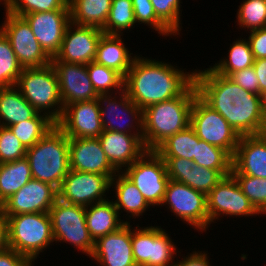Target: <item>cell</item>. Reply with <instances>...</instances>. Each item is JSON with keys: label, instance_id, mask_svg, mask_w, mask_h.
I'll list each match as a JSON object with an SVG mask.
<instances>
[{"label": "cell", "instance_id": "1", "mask_svg": "<svg viewBox=\"0 0 266 266\" xmlns=\"http://www.w3.org/2000/svg\"><path fill=\"white\" fill-rule=\"evenodd\" d=\"M198 96L229 123L240 135H257L266 120L261 95L244 90L230 78L216 73L211 66L197 70Z\"/></svg>", "mask_w": 266, "mask_h": 266}, {"label": "cell", "instance_id": "2", "mask_svg": "<svg viewBox=\"0 0 266 266\" xmlns=\"http://www.w3.org/2000/svg\"><path fill=\"white\" fill-rule=\"evenodd\" d=\"M142 57L136 55L124 77V90L142 110L184 96L195 85L196 69L184 73V70L168 62Z\"/></svg>", "mask_w": 266, "mask_h": 266}, {"label": "cell", "instance_id": "3", "mask_svg": "<svg viewBox=\"0 0 266 266\" xmlns=\"http://www.w3.org/2000/svg\"><path fill=\"white\" fill-rule=\"evenodd\" d=\"M194 85L184 96L159 102L142 110L143 142L147 151H155L170 136L190 125V114L195 97Z\"/></svg>", "mask_w": 266, "mask_h": 266}, {"label": "cell", "instance_id": "4", "mask_svg": "<svg viewBox=\"0 0 266 266\" xmlns=\"http://www.w3.org/2000/svg\"><path fill=\"white\" fill-rule=\"evenodd\" d=\"M33 179L49 183L57 190L69 173V138L55 125L35 145L27 149Z\"/></svg>", "mask_w": 266, "mask_h": 266}, {"label": "cell", "instance_id": "5", "mask_svg": "<svg viewBox=\"0 0 266 266\" xmlns=\"http://www.w3.org/2000/svg\"><path fill=\"white\" fill-rule=\"evenodd\" d=\"M3 216L8 223L9 248L35 265L34 261L38 255L54 242L49 213Z\"/></svg>", "mask_w": 266, "mask_h": 266}, {"label": "cell", "instance_id": "6", "mask_svg": "<svg viewBox=\"0 0 266 266\" xmlns=\"http://www.w3.org/2000/svg\"><path fill=\"white\" fill-rule=\"evenodd\" d=\"M16 87L37 112L46 114L55 122L61 118L64 107L58 78L51 63L44 67L23 69Z\"/></svg>", "mask_w": 266, "mask_h": 266}, {"label": "cell", "instance_id": "7", "mask_svg": "<svg viewBox=\"0 0 266 266\" xmlns=\"http://www.w3.org/2000/svg\"><path fill=\"white\" fill-rule=\"evenodd\" d=\"M48 213L55 243H70L90 258L95 241L86 226L85 206L67 203L57 198Z\"/></svg>", "mask_w": 266, "mask_h": 266}, {"label": "cell", "instance_id": "8", "mask_svg": "<svg viewBox=\"0 0 266 266\" xmlns=\"http://www.w3.org/2000/svg\"><path fill=\"white\" fill-rule=\"evenodd\" d=\"M122 173L138 188L150 206L161 205L170 178L165 161L155 151H146Z\"/></svg>", "mask_w": 266, "mask_h": 266}, {"label": "cell", "instance_id": "9", "mask_svg": "<svg viewBox=\"0 0 266 266\" xmlns=\"http://www.w3.org/2000/svg\"><path fill=\"white\" fill-rule=\"evenodd\" d=\"M170 237L160 226L133 227L131 242L136 265L173 266L178 250Z\"/></svg>", "mask_w": 266, "mask_h": 266}, {"label": "cell", "instance_id": "10", "mask_svg": "<svg viewBox=\"0 0 266 266\" xmlns=\"http://www.w3.org/2000/svg\"><path fill=\"white\" fill-rule=\"evenodd\" d=\"M190 126L194 129L199 139L221 147L232 157L234 156L241 136L220 113L213 110L198 95L192 105Z\"/></svg>", "mask_w": 266, "mask_h": 266}, {"label": "cell", "instance_id": "11", "mask_svg": "<svg viewBox=\"0 0 266 266\" xmlns=\"http://www.w3.org/2000/svg\"><path fill=\"white\" fill-rule=\"evenodd\" d=\"M171 213L183 220L193 229L207 231L209 227V216L207 210V195L197 191L190 186L169 180L163 201L160 205H166Z\"/></svg>", "mask_w": 266, "mask_h": 266}, {"label": "cell", "instance_id": "12", "mask_svg": "<svg viewBox=\"0 0 266 266\" xmlns=\"http://www.w3.org/2000/svg\"><path fill=\"white\" fill-rule=\"evenodd\" d=\"M5 13L6 20L2 23L0 30L8 38L23 69L49 65L52 58L39 44L27 20L6 9Z\"/></svg>", "mask_w": 266, "mask_h": 266}, {"label": "cell", "instance_id": "13", "mask_svg": "<svg viewBox=\"0 0 266 266\" xmlns=\"http://www.w3.org/2000/svg\"><path fill=\"white\" fill-rule=\"evenodd\" d=\"M116 98L119 99L116 100ZM98 102L104 130L127 134H143L142 109L129 98L124 89L119 91V93L116 92L114 95L113 93H110V95L109 93L100 94L98 96ZM124 116H126V118L129 117L128 121L127 119L123 120Z\"/></svg>", "mask_w": 266, "mask_h": 266}, {"label": "cell", "instance_id": "14", "mask_svg": "<svg viewBox=\"0 0 266 266\" xmlns=\"http://www.w3.org/2000/svg\"><path fill=\"white\" fill-rule=\"evenodd\" d=\"M115 175H101L69 170L58 189V198L64 202L89 206L106 200L110 180Z\"/></svg>", "mask_w": 266, "mask_h": 266}, {"label": "cell", "instance_id": "15", "mask_svg": "<svg viewBox=\"0 0 266 266\" xmlns=\"http://www.w3.org/2000/svg\"><path fill=\"white\" fill-rule=\"evenodd\" d=\"M209 226L220 216L250 217L260 214L244 195L232 175L224 177L208 194ZM225 214V215H224Z\"/></svg>", "mask_w": 266, "mask_h": 266}, {"label": "cell", "instance_id": "16", "mask_svg": "<svg viewBox=\"0 0 266 266\" xmlns=\"http://www.w3.org/2000/svg\"><path fill=\"white\" fill-rule=\"evenodd\" d=\"M103 34L99 28L70 22L65 30L61 48L52 61L74 64L93 62L99 39Z\"/></svg>", "mask_w": 266, "mask_h": 266}, {"label": "cell", "instance_id": "17", "mask_svg": "<svg viewBox=\"0 0 266 266\" xmlns=\"http://www.w3.org/2000/svg\"><path fill=\"white\" fill-rule=\"evenodd\" d=\"M56 125L68 138H98L104 131L98 99L66 105Z\"/></svg>", "mask_w": 266, "mask_h": 266}, {"label": "cell", "instance_id": "18", "mask_svg": "<svg viewBox=\"0 0 266 266\" xmlns=\"http://www.w3.org/2000/svg\"><path fill=\"white\" fill-rule=\"evenodd\" d=\"M57 198L58 190L54 186L32 178L0 206V213H48Z\"/></svg>", "mask_w": 266, "mask_h": 266}, {"label": "cell", "instance_id": "19", "mask_svg": "<svg viewBox=\"0 0 266 266\" xmlns=\"http://www.w3.org/2000/svg\"><path fill=\"white\" fill-rule=\"evenodd\" d=\"M51 64L58 78L63 107L98 99L99 95L92 86L86 64L62 61H51Z\"/></svg>", "mask_w": 266, "mask_h": 266}, {"label": "cell", "instance_id": "20", "mask_svg": "<svg viewBox=\"0 0 266 266\" xmlns=\"http://www.w3.org/2000/svg\"><path fill=\"white\" fill-rule=\"evenodd\" d=\"M44 51L51 57L59 52L65 30L71 22L70 10H52L23 15Z\"/></svg>", "mask_w": 266, "mask_h": 266}, {"label": "cell", "instance_id": "21", "mask_svg": "<svg viewBox=\"0 0 266 266\" xmlns=\"http://www.w3.org/2000/svg\"><path fill=\"white\" fill-rule=\"evenodd\" d=\"M131 222L95 241L91 258L102 266H137L132 252Z\"/></svg>", "mask_w": 266, "mask_h": 266}, {"label": "cell", "instance_id": "22", "mask_svg": "<svg viewBox=\"0 0 266 266\" xmlns=\"http://www.w3.org/2000/svg\"><path fill=\"white\" fill-rule=\"evenodd\" d=\"M69 166L71 170L116 175L98 138H69Z\"/></svg>", "mask_w": 266, "mask_h": 266}, {"label": "cell", "instance_id": "23", "mask_svg": "<svg viewBox=\"0 0 266 266\" xmlns=\"http://www.w3.org/2000/svg\"><path fill=\"white\" fill-rule=\"evenodd\" d=\"M111 165L122 172V167L132 165L146 151L143 134H127L104 130L98 137Z\"/></svg>", "mask_w": 266, "mask_h": 266}, {"label": "cell", "instance_id": "24", "mask_svg": "<svg viewBox=\"0 0 266 266\" xmlns=\"http://www.w3.org/2000/svg\"><path fill=\"white\" fill-rule=\"evenodd\" d=\"M231 175L266 178V143L258 134L240 137L232 160Z\"/></svg>", "mask_w": 266, "mask_h": 266}, {"label": "cell", "instance_id": "25", "mask_svg": "<svg viewBox=\"0 0 266 266\" xmlns=\"http://www.w3.org/2000/svg\"><path fill=\"white\" fill-rule=\"evenodd\" d=\"M126 47L121 35L103 34L99 39L94 61L125 77L136 57V54L131 56L133 53Z\"/></svg>", "mask_w": 266, "mask_h": 266}, {"label": "cell", "instance_id": "26", "mask_svg": "<svg viewBox=\"0 0 266 266\" xmlns=\"http://www.w3.org/2000/svg\"><path fill=\"white\" fill-rule=\"evenodd\" d=\"M119 217V213L113 201L107 198L85 207L86 226L90 236L96 241L99 237L117 231L125 223Z\"/></svg>", "mask_w": 266, "mask_h": 266}, {"label": "cell", "instance_id": "27", "mask_svg": "<svg viewBox=\"0 0 266 266\" xmlns=\"http://www.w3.org/2000/svg\"><path fill=\"white\" fill-rule=\"evenodd\" d=\"M110 187H114L116 190V195H114L116 200L113 202L118 210L119 216L123 210L127 213V215H131L128 216L129 219L131 217L137 218L140 215L142 216V213L151 207L144 199L138 188L122 172H118L110 180Z\"/></svg>", "mask_w": 266, "mask_h": 266}, {"label": "cell", "instance_id": "28", "mask_svg": "<svg viewBox=\"0 0 266 266\" xmlns=\"http://www.w3.org/2000/svg\"><path fill=\"white\" fill-rule=\"evenodd\" d=\"M37 113L16 86L0 88L1 126H12L33 118Z\"/></svg>", "mask_w": 266, "mask_h": 266}, {"label": "cell", "instance_id": "29", "mask_svg": "<svg viewBox=\"0 0 266 266\" xmlns=\"http://www.w3.org/2000/svg\"><path fill=\"white\" fill-rule=\"evenodd\" d=\"M112 0H68L71 22L103 29Z\"/></svg>", "mask_w": 266, "mask_h": 266}, {"label": "cell", "instance_id": "30", "mask_svg": "<svg viewBox=\"0 0 266 266\" xmlns=\"http://www.w3.org/2000/svg\"><path fill=\"white\" fill-rule=\"evenodd\" d=\"M32 179L26 158L0 164V206Z\"/></svg>", "mask_w": 266, "mask_h": 266}, {"label": "cell", "instance_id": "31", "mask_svg": "<svg viewBox=\"0 0 266 266\" xmlns=\"http://www.w3.org/2000/svg\"><path fill=\"white\" fill-rule=\"evenodd\" d=\"M199 138L189 125L184 130L170 136L155 152L160 157H180L196 161V150Z\"/></svg>", "mask_w": 266, "mask_h": 266}, {"label": "cell", "instance_id": "32", "mask_svg": "<svg viewBox=\"0 0 266 266\" xmlns=\"http://www.w3.org/2000/svg\"><path fill=\"white\" fill-rule=\"evenodd\" d=\"M227 58L215 63L211 68L218 74L228 77L231 73L253 66L254 57L248 40L237 39L230 44Z\"/></svg>", "mask_w": 266, "mask_h": 266}, {"label": "cell", "instance_id": "33", "mask_svg": "<svg viewBox=\"0 0 266 266\" xmlns=\"http://www.w3.org/2000/svg\"><path fill=\"white\" fill-rule=\"evenodd\" d=\"M55 125L56 122L49 116L38 112L33 118L9 126V128L23 146L28 149L35 145Z\"/></svg>", "mask_w": 266, "mask_h": 266}, {"label": "cell", "instance_id": "34", "mask_svg": "<svg viewBox=\"0 0 266 266\" xmlns=\"http://www.w3.org/2000/svg\"><path fill=\"white\" fill-rule=\"evenodd\" d=\"M233 157L223 148L199 139L196 150L198 166L218 170L224 177L231 175Z\"/></svg>", "mask_w": 266, "mask_h": 266}, {"label": "cell", "instance_id": "35", "mask_svg": "<svg viewBox=\"0 0 266 266\" xmlns=\"http://www.w3.org/2000/svg\"><path fill=\"white\" fill-rule=\"evenodd\" d=\"M135 23L132 0H112L110 13L102 31L108 35L123 36L124 30L133 29Z\"/></svg>", "mask_w": 266, "mask_h": 266}, {"label": "cell", "instance_id": "36", "mask_svg": "<svg viewBox=\"0 0 266 266\" xmlns=\"http://www.w3.org/2000/svg\"><path fill=\"white\" fill-rule=\"evenodd\" d=\"M86 66L92 86L98 95L114 94L124 89V77L119 72L97 64L95 61Z\"/></svg>", "mask_w": 266, "mask_h": 266}, {"label": "cell", "instance_id": "37", "mask_svg": "<svg viewBox=\"0 0 266 266\" xmlns=\"http://www.w3.org/2000/svg\"><path fill=\"white\" fill-rule=\"evenodd\" d=\"M23 71L8 38L0 30V88L16 86Z\"/></svg>", "mask_w": 266, "mask_h": 266}, {"label": "cell", "instance_id": "38", "mask_svg": "<svg viewBox=\"0 0 266 266\" xmlns=\"http://www.w3.org/2000/svg\"><path fill=\"white\" fill-rule=\"evenodd\" d=\"M237 25L250 31L266 28L264 0H244L237 11Z\"/></svg>", "mask_w": 266, "mask_h": 266}, {"label": "cell", "instance_id": "39", "mask_svg": "<svg viewBox=\"0 0 266 266\" xmlns=\"http://www.w3.org/2000/svg\"><path fill=\"white\" fill-rule=\"evenodd\" d=\"M4 9L23 16L52 10H69L68 0H5Z\"/></svg>", "mask_w": 266, "mask_h": 266}, {"label": "cell", "instance_id": "40", "mask_svg": "<svg viewBox=\"0 0 266 266\" xmlns=\"http://www.w3.org/2000/svg\"><path fill=\"white\" fill-rule=\"evenodd\" d=\"M255 209L266 215V178L232 175Z\"/></svg>", "mask_w": 266, "mask_h": 266}, {"label": "cell", "instance_id": "41", "mask_svg": "<svg viewBox=\"0 0 266 266\" xmlns=\"http://www.w3.org/2000/svg\"><path fill=\"white\" fill-rule=\"evenodd\" d=\"M136 23L150 26L162 36H176L157 16L150 0H132Z\"/></svg>", "mask_w": 266, "mask_h": 266}, {"label": "cell", "instance_id": "42", "mask_svg": "<svg viewBox=\"0 0 266 266\" xmlns=\"http://www.w3.org/2000/svg\"><path fill=\"white\" fill-rule=\"evenodd\" d=\"M223 178L218 170L194 164L187 173V185L207 195Z\"/></svg>", "mask_w": 266, "mask_h": 266}, {"label": "cell", "instance_id": "43", "mask_svg": "<svg viewBox=\"0 0 266 266\" xmlns=\"http://www.w3.org/2000/svg\"><path fill=\"white\" fill-rule=\"evenodd\" d=\"M156 16L175 34L180 35L182 28L180 0H150ZM180 30V31H179Z\"/></svg>", "mask_w": 266, "mask_h": 266}, {"label": "cell", "instance_id": "44", "mask_svg": "<svg viewBox=\"0 0 266 266\" xmlns=\"http://www.w3.org/2000/svg\"><path fill=\"white\" fill-rule=\"evenodd\" d=\"M26 152L10 128L0 125V164L25 158Z\"/></svg>", "mask_w": 266, "mask_h": 266}, {"label": "cell", "instance_id": "45", "mask_svg": "<svg viewBox=\"0 0 266 266\" xmlns=\"http://www.w3.org/2000/svg\"><path fill=\"white\" fill-rule=\"evenodd\" d=\"M166 164L167 174L171 180L187 185V173L195 164L193 161L180 157H161Z\"/></svg>", "mask_w": 266, "mask_h": 266}, {"label": "cell", "instance_id": "46", "mask_svg": "<svg viewBox=\"0 0 266 266\" xmlns=\"http://www.w3.org/2000/svg\"><path fill=\"white\" fill-rule=\"evenodd\" d=\"M228 78L238 84L244 90L261 95L259 90V79L253 66L231 73Z\"/></svg>", "mask_w": 266, "mask_h": 266}, {"label": "cell", "instance_id": "47", "mask_svg": "<svg viewBox=\"0 0 266 266\" xmlns=\"http://www.w3.org/2000/svg\"><path fill=\"white\" fill-rule=\"evenodd\" d=\"M248 42L254 57L256 59H266V28H261L248 32Z\"/></svg>", "mask_w": 266, "mask_h": 266}, {"label": "cell", "instance_id": "48", "mask_svg": "<svg viewBox=\"0 0 266 266\" xmlns=\"http://www.w3.org/2000/svg\"><path fill=\"white\" fill-rule=\"evenodd\" d=\"M0 266H33V264L25 256L8 248L0 252Z\"/></svg>", "mask_w": 266, "mask_h": 266}, {"label": "cell", "instance_id": "49", "mask_svg": "<svg viewBox=\"0 0 266 266\" xmlns=\"http://www.w3.org/2000/svg\"><path fill=\"white\" fill-rule=\"evenodd\" d=\"M193 251L192 253L186 255L182 259L184 260H177L173 266H212L209 262L208 253L205 251Z\"/></svg>", "mask_w": 266, "mask_h": 266}, {"label": "cell", "instance_id": "50", "mask_svg": "<svg viewBox=\"0 0 266 266\" xmlns=\"http://www.w3.org/2000/svg\"><path fill=\"white\" fill-rule=\"evenodd\" d=\"M253 68L259 79V90L263 93L266 90V59H256Z\"/></svg>", "mask_w": 266, "mask_h": 266}, {"label": "cell", "instance_id": "51", "mask_svg": "<svg viewBox=\"0 0 266 266\" xmlns=\"http://www.w3.org/2000/svg\"><path fill=\"white\" fill-rule=\"evenodd\" d=\"M9 248L8 223L6 218L0 213V252Z\"/></svg>", "mask_w": 266, "mask_h": 266}, {"label": "cell", "instance_id": "52", "mask_svg": "<svg viewBox=\"0 0 266 266\" xmlns=\"http://www.w3.org/2000/svg\"><path fill=\"white\" fill-rule=\"evenodd\" d=\"M258 135L261 137V139L266 143V120L260 127V130L258 132Z\"/></svg>", "mask_w": 266, "mask_h": 266}, {"label": "cell", "instance_id": "53", "mask_svg": "<svg viewBox=\"0 0 266 266\" xmlns=\"http://www.w3.org/2000/svg\"><path fill=\"white\" fill-rule=\"evenodd\" d=\"M262 109L266 116V90L261 94Z\"/></svg>", "mask_w": 266, "mask_h": 266}, {"label": "cell", "instance_id": "54", "mask_svg": "<svg viewBox=\"0 0 266 266\" xmlns=\"http://www.w3.org/2000/svg\"><path fill=\"white\" fill-rule=\"evenodd\" d=\"M1 2H3L2 5L5 4V0H0V3H1Z\"/></svg>", "mask_w": 266, "mask_h": 266}]
</instances>
